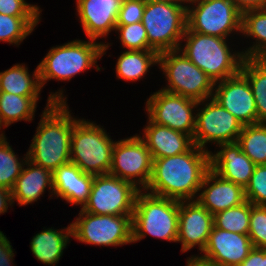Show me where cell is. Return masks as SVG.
I'll use <instances>...</instances> for the list:
<instances>
[{"mask_svg": "<svg viewBox=\"0 0 266 266\" xmlns=\"http://www.w3.org/2000/svg\"><path fill=\"white\" fill-rule=\"evenodd\" d=\"M210 152L194 145L187 152L153 159L152 176L144 191L177 201H194L210 169Z\"/></svg>", "mask_w": 266, "mask_h": 266, "instance_id": "1", "label": "cell"}, {"mask_svg": "<svg viewBox=\"0 0 266 266\" xmlns=\"http://www.w3.org/2000/svg\"><path fill=\"white\" fill-rule=\"evenodd\" d=\"M59 91L50 93L27 151L29 161L52 173L70 162L71 136L77 120L69 112L63 91Z\"/></svg>", "mask_w": 266, "mask_h": 266, "instance_id": "2", "label": "cell"}, {"mask_svg": "<svg viewBox=\"0 0 266 266\" xmlns=\"http://www.w3.org/2000/svg\"><path fill=\"white\" fill-rule=\"evenodd\" d=\"M143 130L144 136L140 138L145 142L152 159L178 155L189 151L194 146L190 135L157 125L150 119Z\"/></svg>", "mask_w": 266, "mask_h": 266, "instance_id": "22", "label": "cell"}, {"mask_svg": "<svg viewBox=\"0 0 266 266\" xmlns=\"http://www.w3.org/2000/svg\"><path fill=\"white\" fill-rule=\"evenodd\" d=\"M189 4L195 6H187L186 31L224 39L233 31L241 33L242 12L232 0H190Z\"/></svg>", "mask_w": 266, "mask_h": 266, "instance_id": "9", "label": "cell"}, {"mask_svg": "<svg viewBox=\"0 0 266 266\" xmlns=\"http://www.w3.org/2000/svg\"><path fill=\"white\" fill-rule=\"evenodd\" d=\"M6 140L4 133L0 134V187L11 190L28 158L26 154L21 161Z\"/></svg>", "mask_w": 266, "mask_h": 266, "instance_id": "32", "label": "cell"}, {"mask_svg": "<svg viewBox=\"0 0 266 266\" xmlns=\"http://www.w3.org/2000/svg\"><path fill=\"white\" fill-rule=\"evenodd\" d=\"M245 198L253 205L266 206V164L255 166L249 184L245 187Z\"/></svg>", "mask_w": 266, "mask_h": 266, "instance_id": "35", "label": "cell"}, {"mask_svg": "<svg viewBox=\"0 0 266 266\" xmlns=\"http://www.w3.org/2000/svg\"><path fill=\"white\" fill-rule=\"evenodd\" d=\"M145 3L141 0H123L116 25H128L142 21Z\"/></svg>", "mask_w": 266, "mask_h": 266, "instance_id": "37", "label": "cell"}, {"mask_svg": "<svg viewBox=\"0 0 266 266\" xmlns=\"http://www.w3.org/2000/svg\"><path fill=\"white\" fill-rule=\"evenodd\" d=\"M248 234H238L213 226L201 256H191L209 266H239L253 250Z\"/></svg>", "mask_w": 266, "mask_h": 266, "instance_id": "15", "label": "cell"}, {"mask_svg": "<svg viewBox=\"0 0 266 266\" xmlns=\"http://www.w3.org/2000/svg\"><path fill=\"white\" fill-rule=\"evenodd\" d=\"M186 18L187 5L146 3L141 22L147 33L149 46L158 54L179 50L187 28Z\"/></svg>", "mask_w": 266, "mask_h": 266, "instance_id": "7", "label": "cell"}, {"mask_svg": "<svg viewBox=\"0 0 266 266\" xmlns=\"http://www.w3.org/2000/svg\"><path fill=\"white\" fill-rule=\"evenodd\" d=\"M21 174L11 189L13 203L16 200L20 206L31 204L40 199L48 186L51 197L53 195L52 172L41 166H38L27 159Z\"/></svg>", "mask_w": 266, "mask_h": 266, "instance_id": "23", "label": "cell"}, {"mask_svg": "<svg viewBox=\"0 0 266 266\" xmlns=\"http://www.w3.org/2000/svg\"><path fill=\"white\" fill-rule=\"evenodd\" d=\"M240 72L252 89L257 123H266V58H244Z\"/></svg>", "mask_w": 266, "mask_h": 266, "instance_id": "27", "label": "cell"}, {"mask_svg": "<svg viewBox=\"0 0 266 266\" xmlns=\"http://www.w3.org/2000/svg\"><path fill=\"white\" fill-rule=\"evenodd\" d=\"M187 266H209L207 264H204L198 260H196L195 258H190L187 259Z\"/></svg>", "mask_w": 266, "mask_h": 266, "instance_id": "44", "label": "cell"}, {"mask_svg": "<svg viewBox=\"0 0 266 266\" xmlns=\"http://www.w3.org/2000/svg\"><path fill=\"white\" fill-rule=\"evenodd\" d=\"M200 191L202 192L197 195L196 201L212 215L246 201L245 189L242 186L223 179L212 169L205 174Z\"/></svg>", "mask_w": 266, "mask_h": 266, "instance_id": "19", "label": "cell"}, {"mask_svg": "<svg viewBox=\"0 0 266 266\" xmlns=\"http://www.w3.org/2000/svg\"><path fill=\"white\" fill-rule=\"evenodd\" d=\"M39 96H21L0 92V129L20 120L31 121L35 116Z\"/></svg>", "mask_w": 266, "mask_h": 266, "instance_id": "28", "label": "cell"}, {"mask_svg": "<svg viewBox=\"0 0 266 266\" xmlns=\"http://www.w3.org/2000/svg\"><path fill=\"white\" fill-rule=\"evenodd\" d=\"M239 266H266V249L253 248Z\"/></svg>", "mask_w": 266, "mask_h": 266, "instance_id": "40", "label": "cell"}, {"mask_svg": "<svg viewBox=\"0 0 266 266\" xmlns=\"http://www.w3.org/2000/svg\"><path fill=\"white\" fill-rule=\"evenodd\" d=\"M78 216L70 223L76 240L96 246L132 243V215H98L81 209Z\"/></svg>", "mask_w": 266, "mask_h": 266, "instance_id": "10", "label": "cell"}, {"mask_svg": "<svg viewBox=\"0 0 266 266\" xmlns=\"http://www.w3.org/2000/svg\"><path fill=\"white\" fill-rule=\"evenodd\" d=\"M123 0H76L77 14L89 39L106 37L116 30Z\"/></svg>", "mask_w": 266, "mask_h": 266, "instance_id": "18", "label": "cell"}, {"mask_svg": "<svg viewBox=\"0 0 266 266\" xmlns=\"http://www.w3.org/2000/svg\"><path fill=\"white\" fill-rule=\"evenodd\" d=\"M221 150L215 154L210 152V169L223 179L242 186L249 184L255 164L235 143L217 145Z\"/></svg>", "mask_w": 266, "mask_h": 266, "instance_id": "20", "label": "cell"}, {"mask_svg": "<svg viewBox=\"0 0 266 266\" xmlns=\"http://www.w3.org/2000/svg\"><path fill=\"white\" fill-rule=\"evenodd\" d=\"M143 192V193H142ZM179 201L140 190L132 214V243L146 235L177 242Z\"/></svg>", "mask_w": 266, "mask_h": 266, "instance_id": "4", "label": "cell"}, {"mask_svg": "<svg viewBox=\"0 0 266 266\" xmlns=\"http://www.w3.org/2000/svg\"><path fill=\"white\" fill-rule=\"evenodd\" d=\"M237 144L255 165L266 164V123L244 125Z\"/></svg>", "mask_w": 266, "mask_h": 266, "instance_id": "30", "label": "cell"}, {"mask_svg": "<svg viewBox=\"0 0 266 266\" xmlns=\"http://www.w3.org/2000/svg\"><path fill=\"white\" fill-rule=\"evenodd\" d=\"M140 191L133 183L111 174L96 175L83 211L98 215H132Z\"/></svg>", "mask_w": 266, "mask_h": 266, "instance_id": "11", "label": "cell"}, {"mask_svg": "<svg viewBox=\"0 0 266 266\" xmlns=\"http://www.w3.org/2000/svg\"><path fill=\"white\" fill-rule=\"evenodd\" d=\"M42 11L25 0H0V13L10 16H40Z\"/></svg>", "mask_w": 266, "mask_h": 266, "instance_id": "38", "label": "cell"}, {"mask_svg": "<svg viewBox=\"0 0 266 266\" xmlns=\"http://www.w3.org/2000/svg\"><path fill=\"white\" fill-rule=\"evenodd\" d=\"M205 101L208 102L203 104L204 107L196 110L199 112L196 113L194 145L207 150L205 145L209 142L216 145L237 142L243 124L213 97Z\"/></svg>", "mask_w": 266, "mask_h": 266, "instance_id": "14", "label": "cell"}, {"mask_svg": "<svg viewBox=\"0 0 266 266\" xmlns=\"http://www.w3.org/2000/svg\"><path fill=\"white\" fill-rule=\"evenodd\" d=\"M41 88L38 66L32 76L23 64L13 65L4 72H0V92L21 96H40Z\"/></svg>", "mask_w": 266, "mask_h": 266, "instance_id": "25", "label": "cell"}, {"mask_svg": "<svg viewBox=\"0 0 266 266\" xmlns=\"http://www.w3.org/2000/svg\"><path fill=\"white\" fill-rule=\"evenodd\" d=\"M214 226V215L196 200L179 201V224L177 242L182 244V253L196 245L200 252L205 248Z\"/></svg>", "mask_w": 266, "mask_h": 266, "instance_id": "17", "label": "cell"}, {"mask_svg": "<svg viewBox=\"0 0 266 266\" xmlns=\"http://www.w3.org/2000/svg\"><path fill=\"white\" fill-rule=\"evenodd\" d=\"M39 16H10L0 13V41L20 45L39 23Z\"/></svg>", "mask_w": 266, "mask_h": 266, "instance_id": "31", "label": "cell"}, {"mask_svg": "<svg viewBox=\"0 0 266 266\" xmlns=\"http://www.w3.org/2000/svg\"><path fill=\"white\" fill-rule=\"evenodd\" d=\"M12 248L6 235L0 231V266H10L13 262L14 253Z\"/></svg>", "mask_w": 266, "mask_h": 266, "instance_id": "39", "label": "cell"}, {"mask_svg": "<svg viewBox=\"0 0 266 266\" xmlns=\"http://www.w3.org/2000/svg\"><path fill=\"white\" fill-rule=\"evenodd\" d=\"M142 2L150 3V2H164V3H171V4H178V5H184V3L188 4L190 0H141ZM188 2V3H187Z\"/></svg>", "mask_w": 266, "mask_h": 266, "instance_id": "43", "label": "cell"}, {"mask_svg": "<svg viewBox=\"0 0 266 266\" xmlns=\"http://www.w3.org/2000/svg\"><path fill=\"white\" fill-rule=\"evenodd\" d=\"M190 98L173 94L162 89L151 95L146 102L148 119L153 123L183 132L193 138L196 114L193 109L202 105Z\"/></svg>", "mask_w": 266, "mask_h": 266, "instance_id": "13", "label": "cell"}, {"mask_svg": "<svg viewBox=\"0 0 266 266\" xmlns=\"http://www.w3.org/2000/svg\"><path fill=\"white\" fill-rule=\"evenodd\" d=\"M110 44L89 41L73 40L61 46L52 47L43 60L39 63V75L42 88L47 80H70L76 74L86 69L100 67L95 65L97 60L108 50Z\"/></svg>", "mask_w": 266, "mask_h": 266, "instance_id": "5", "label": "cell"}, {"mask_svg": "<svg viewBox=\"0 0 266 266\" xmlns=\"http://www.w3.org/2000/svg\"><path fill=\"white\" fill-rule=\"evenodd\" d=\"M186 44L179 51L213 81L218 82L238 74L244 60L243 53L233 54L226 39L185 31L182 41ZM185 46V47H184Z\"/></svg>", "mask_w": 266, "mask_h": 266, "instance_id": "3", "label": "cell"}, {"mask_svg": "<svg viewBox=\"0 0 266 266\" xmlns=\"http://www.w3.org/2000/svg\"><path fill=\"white\" fill-rule=\"evenodd\" d=\"M114 145L104 128L77 119L71 136L70 162L87 174H109Z\"/></svg>", "mask_w": 266, "mask_h": 266, "instance_id": "6", "label": "cell"}, {"mask_svg": "<svg viewBox=\"0 0 266 266\" xmlns=\"http://www.w3.org/2000/svg\"><path fill=\"white\" fill-rule=\"evenodd\" d=\"M120 33L122 47L127 50H153L148 43V37L142 22L116 25V30Z\"/></svg>", "mask_w": 266, "mask_h": 266, "instance_id": "34", "label": "cell"}, {"mask_svg": "<svg viewBox=\"0 0 266 266\" xmlns=\"http://www.w3.org/2000/svg\"><path fill=\"white\" fill-rule=\"evenodd\" d=\"M214 87L213 98L243 126L257 123V109L252 89L241 72L215 82Z\"/></svg>", "mask_w": 266, "mask_h": 266, "instance_id": "16", "label": "cell"}, {"mask_svg": "<svg viewBox=\"0 0 266 266\" xmlns=\"http://www.w3.org/2000/svg\"><path fill=\"white\" fill-rule=\"evenodd\" d=\"M158 57L154 50L124 51L116 63V77L125 81L140 80L152 65H158Z\"/></svg>", "mask_w": 266, "mask_h": 266, "instance_id": "26", "label": "cell"}, {"mask_svg": "<svg viewBox=\"0 0 266 266\" xmlns=\"http://www.w3.org/2000/svg\"><path fill=\"white\" fill-rule=\"evenodd\" d=\"M251 202L220 211L214 215V226L238 234H248Z\"/></svg>", "mask_w": 266, "mask_h": 266, "instance_id": "33", "label": "cell"}, {"mask_svg": "<svg viewBox=\"0 0 266 266\" xmlns=\"http://www.w3.org/2000/svg\"><path fill=\"white\" fill-rule=\"evenodd\" d=\"M158 65L168 81V85L162 90L197 102L213 97L214 81L181 51L160 53Z\"/></svg>", "mask_w": 266, "mask_h": 266, "instance_id": "8", "label": "cell"}, {"mask_svg": "<svg viewBox=\"0 0 266 266\" xmlns=\"http://www.w3.org/2000/svg\"><path fill=\"white\" fill-rule=\"evenodd\" d=\"M248 236L254 248L266 249V206L251 203Z\"/></svg>", "mask_w": 266, "mask_h": 266, "instance_id": "36", "label": "cell"}, {"mask_svg": "<svg viewBox=\"0 0 266 266\" xmlns=\"http://www.w3.org/2000/svg\"><path fill=\"white\" fill-rule=\"evenodd\" d=\"M53 195L61 197L72 205L88 202L94 175L84 173L78 166L69 162L52 173Z\"/></svg>", "mask_w": 266, "mask_h": 266, "instance_id": "21", "label": "cell"}, {"mask_svg": "<svg viewBox=\"0 0 266 266\" xmlns=\"http://www.w3.org/2000/svg\"><path fill=\"white\" fill-rule=\"evenodd\" d=\"M241 33L256 39V44L254 42L251 47L242 52L244 58H266V9L244 11Z\"/></svg>", "mask_w": 266, "mask_h": 266, "instance_id": "29", "label": "cell"}, {"mask_svg": "<svg viewBox=\"0 0 266 266\" xmlns=\"http://www.w3.org/2000/svg\"><path fill=\"white\" fill-rule=\"evenodd\" d=\"M44 229L37 233L30 242L32 254L44 264L55 265L59 262L66 248L69 238L72 237L71 224L67 228ZM64 232V233H63ZM66 232V233H65Z\"/></svg>", "mask_w": 266, "mask_h": 266, "instance_id": "24", "label": "cell"}, {"mask_svg": "<svg viewBox=\"0 0 266 266\" xmlns=\"http://www.w3.org/2000/svg\"><path fill=\"white\" fill-rule=\"evenodd\" d=\"M13 204L11 190L0 187V215L7 212L9 206ZM9 205V206H8Z\"/></svg>", "mask_w": 266, "mask_h": 266, "instance_id": "42", "label": "cell"}, {"mask_svg": "<svg viewBox=\"0 0 266 266\" xmlns=\"http://www.w3.org/2000/svg\"><path fill=\"white\" fill-rule=\"evenodd\" d=\"M152 166L151 153L139 135L115 142L109 174L145 190L152 176Z\"/></svg>", "mask_w": 266, "mask_h": 266, "instance_id": "12", "label": "cell"}, {"mask_svg": "<svg viewBox=\"0 0 266 266\" xmlns=\"http://www.w3.org/2000/svg\"><path fill=\"white\" fill-rule=\"evenodd\" d=\"M243 13L252 9H266V0H232Z\"/></svg>", "mask_w": 266, "mask_h": 266, "instance_id": "41", "label": "cell"}]
</instances>
